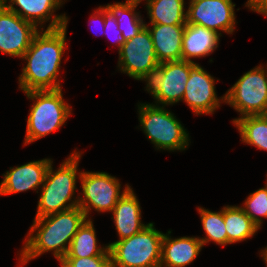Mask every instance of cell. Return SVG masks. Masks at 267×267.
<instances>
[{
	"label": "cell",
	"mask_w": 267,
	"mask_h": 267,
	"mask_svg": "<svg viewBox=\"0 0 267 267\" xmlns=\"http://www.w3.org/2000/svg\"><path fill=\"white\" fill-rule=\"evenodd\" d=\"M67 25L58 29L37 32L30 47L22 56L27 61L19 77V88L25 93L29 91L59 90L57 80L61 58L66 49ZM41 33V34H40Z\"/></svg>",
	"instance_id": "6da1fadb"
},
{
	"label": "cell",
	"mask_w": 267,
	"mask_h": 267,
	"mask_svg": "<svg viewBox=\"0 0 267 267\" xmlns=\"http://www.w3.org/2000/svg\"><path fill=\"white\" fill-rule=\"evenodd\" d=\"M85 220L86 216L79 206L35 218L20 254L21 263L26 264L29 260L52 250L57 259L64 258L74 235ZM36 230L37 233L32 235Z\"/></svg>",
	"instance_id": "7a4b0ae2"
},
{
	"label": "cell",
	"mask_w": 267,
	"mask_h": 267,
	"mask_svg": "<svg viewBox=\"0 0 267 267\" xmlns=\"http://www.w3.org/2000/svg\"><path fill=\"white\" fill-rule=\"evenodd\" d=\"M81 154L72 153L64 161L58 170L53 171L50 163L42 186V194L38 201V209L35 218L63 212L78 206L79 200L72 201L71 197L76 190V178L78 162ZM68 201H72L67 204Z\"/></svg>",
	"instance_id": "3957f363"
},
{
	"label": "cell",
	"mask_w": 267,
	"mask_h": 267,
	"mask_svg": "<svg viewBox=\"0 0 267 267\" xmlns=\"http://www.w3.org/2000/svg\"><path fill=\"white\" fill-rule=\"evenodd\" d=\"M163 236L149 223L135 235L108 244L113 267H160Z\"/></svg>",
	"instance_id": "277c9868"
},
{
	"label": "cell",
	"mask_w": 267,
	"mask_h": 267,
	"mask_svg": "<svg viewBox=\"0 0 267 267\" xmlns=\"http://www.w3.org/2000/svg\"><path fill=\"white\" fill-rule=\"evenodd\" d=\"M62 89L29 91L25 94L35 100L27 119L25 145L58 130L71 114L64 102Z\"/></svg>",
	"instance_id": "5b68a950"
},
{
	"label": "cell",
	"mask_w": 267,
	"mask_h": 267,
	"mask_svg": "<svg viewBox=\"0 0 267 267\" xmlns=\"http://www.w3.org/2000/svg\"><path fill=\"white\" fill-rule=\"evenodd\" d=\"M139 120L148 139L159 149L185 150L188 134L175 116L162 106L140 104Z\"/></svg>",
	"instance_id": "8992f818"
},
{
	"label": "cell",
	"mask_w": 267,
	"mask_h": 267,
	"mask_svg": "<svg viewBox=\"0 0 267 267\" xmlns=\"http://www.w3.org/2000/svg\"><path fill=\"white\" fill-rule=\"evenodd\" d=\"M195 65V62L184 60L160 63L138 80L147 81L146 90L157 103L174 104L182 100L190 71Z\"/></svg>",
	"instance_id": "52a82bcc"
},
{
	"label": "cell",
	"mask_w": 267,
	"mask_h": 267,
	"mask_svg": "<svg viewBox=\"0 0 267 267\" xmlns=\"http://www.w3.org/2000/svg\"><path fill=\"white\" fill-rule=\"evenodd\" d=\"M244 116L267 114V72L258 66L245 73L222 97Z\"/></svg>",
	"instance_id": "ba28073f"
},
{
	"label": "cell",
	"mask_w": 267,
	"mask_h": 267,
	"mask_svg": "<svg viewBox=\"0 0 267 267\" xmlns=\"http://www.w3.org/2000/svg\"><path fill=\"white\" fill-rule=\"evenodd\" d=\"M79 178L84 198L78 197V206L83 210L86 218L92 207L99 212H112L117 201L130 188L127 185L120 193L119 180L105 172H79Z\"/></svg>",
	"instance_id": "9c48e42d"
},
{
	"label": "cell",
	"mask_w": 267,
	"mask_h": 267,
	"mask_svg": "<svg viewBox=\"0 0 267 267\" xmlns=\"http://www.w3.org/2000/svg\"><path fill=\"white\" fill-rule=\"evenodd\" d=\"M159 64L151 33L146 26L133 38L125 41L119 50L120 70L136 80Z\"/></svg>",
	"instance_id": "30bf717a"
},
{
	"label": "cell",
	"mask_w": 267,
	"mask_h": 267,
	"mask_svg": "<svg viewBox=\"0 0 267 267\" xmlns=\"http://www.w3.org/2000/svg\"><path fill=\"white\" fill-rule=\"evenodd\" d=\"M235 4L232 0H191L187 24H196L216 32L232 34L235 26Z\"/></svg>",
	"instance_id": "8fae6325"
},
{
	"label": "cell",
	"mask_w": 267,
	"mask_h": 267,
	"mask_svg": "<svg viewBox=\"0 0 267 267\" xmlns=\"http://www.w3.org/2000/svg\"><path fill=\"white\" fill-rule=\"evenodd\" d=\"M37 32L33 23L22 19L0 3V52L22 58Z\"/></svg>",
	"instance_id": "7c38bea8"
},
{
	"label": "cell",
	"mask_w": 267,
	"mask_h": 267,
	"mask_svg": "<svg viewBox=\"0 0 267 267\" xmlns=\"http://www.w3.org/2000/svg\"><path fill=\"white\" fill-rule=\"evenodd\" d=\"M214 84V78L198 63L191 69L182 99L195 114H212L220 106Z\"/></svg>",
	"instance_id": "4fadbf2b"
},
{
	"label": "cell",
	"mask_w": 267,
	"mask_h": 267,
	"mask_svg": "<svg viewBox=\"0 0 267 267\" xmlns=\"http://www.w3.org/2000/svg\"><path fill=\"white\" fill-rule=\"evenodd\" d=\"M51 162L50 159H43L15 168L10 167V171L4 174V179L0 183V195H9L30 189L36 190L39 185H43Z\"/></svg>",
	"instance_id": "5bb4252c"
},
{
	"label": "cell",
	"mask_w": 267,
	"mask_h": 267,
	"mask_svg": "<svg viewBox=\"0 0 267 267\" xmlns=\"http://www.w3.org/2000/svg\"><path fill=\"white\" fill-rule=\"evenodd\" d=\"M11 4H7V0H0V3L9 11L19 15L22 19L33 23L36 27L48 21L52 17V21L47 29H58L67 25L68 18L66 15L52 16L58 7H60L62 0H9ZM18 5L20 8L16 9L13 5Z\"/></svg>",
	"instance_id": "9a60e30c"
},
{
	"label": "cell",
	"mask_w": 267,
	"mask_h": 267,
	"mask_svg": "<svg viewBox=\"0 0 267 267\" xmlns=\"http://www.w3.org/2000/svg\"><path fill=\"white\" fill-rule=\"evenodd\" d=\"M146 25L151 33L159 63L182 60V40L186 25Z\"/></svg>",
	"instance_id": "2e32d148"
},
{
	"label": "cell",
	"mask_w": 267,
	"mask_h": 267,
	"mask_svg": "<svg viewBox=\"0 0 267 267\" xmlns=\"http://www.w3.org/2000/svg\"><path fill=\"white\" fill-rule=\"evenodd\" d=\"M164 234L162 239L160 267H185L197 257L202 249V242L197 237L170 238Z\"/></svg>",
	"instance_id": "e0dca14e"
},
{
	"label": "cell",
	"mask_w": 267,
	"mask_h": 267,
	"mask_svg": "<svg viewBox=\"0 0 267 267\" xmlns=\"http://www.w3.org/2000/svg\"><path fill=\"white\" fill-rule=\"evenodd\" d=\"M140 209L139 201L130 187L112 210L118 241L135 235L147 226L141 223Z\"/></svg>",
	"instance_id": "ac0fdd59"
},
{
	"label": "cell",
	"mask_w": 267,
	"mask_h": 267,
	"mask_svg": "<svg viewBox=\"0 0 267 267\" xmlns=\"http://www.w3.org/2000/svg\"><path fill=\"white\" fill-rule=\"evenodd\" d=\"M219 34L203 26L186 24L182 40V60L204 57L218 47Z\"/></svg>",
	"instance_id": "d6986e66"
},
{
	"label": "cell",
	"mask_w": 267,
	"mask_h": 267,
	"mask_svg": "<svg viewBox=\"0 0 267 267\" xmlns=\"http://www.w3.org/2000/svg\"><path fill=\"white\" fill-rule=\"evenodd\" d=\"M92 221L88 218L74 235L64 258H82L91 256H110L108 246L100 248Z\"/></svg>",
	"instance_id": "ffe728a7"
},
{
	"label": "cell",
	"mask_w": 267,
	"mask_h": 267,
	"mask_svg": "<svg viewBox=\"0 0 267 267\" xmlns=\"http://www.w3.org/2000/svg\"><path fill=\"white\" fill-rule=\"evenodd\" d=\"M151 24L186 25L184 0H147Z\"/></svg>",
	"instance_id": "44dd1931"
},
{
	"label": "cell",
	"mask_w": 267,
	"mask_h": 267,
	"mask_svg": "<svg viewBox=\"0 0 267 267\" xmlns=\"http://www.w3.org/2000/svg\"><path fill=\"white\" fill-rule=\"evenodd\" d=\"M223 218L228 244L249 239L259 229L241 207L229 205L224 207Z\"/></svg>",
	"instance_id": "7402d4cb"
},
{
	"label": "cell",
	"mask_w": 267,
	"mask_h": 267,
	"mask_svg": "<svg viewBox=\"0 0 267 267\" xmlns=\"http://www.w3.org/2000/svg\"><path fill=\"white\" fill-rule=\"evenodd\" d=\"M138 4L139 2L127 0L125 3H114L105 6L108 12L116 19L124 42L133 38L146 26L139 14L134 12Z\"/></svg>",
	"instance_id": "603a6c76"
},
{
	"label": "cell",
	"mask_w": 267,
	"mask_h": 267,
	"mask_svg": "<svg viewBox=\"0 0 267 267\" xmlns=\"http://www.w3.org/2000/svg\"><path fill=\"white\" fill-rule=\"evenodd\" d=\"M244 143L267 151V114L239 117L233 120Z\"/></svg>",
	"instance_id": "cb8c5ba5"
},
{
	"label": "cell",
	"mask_w": 267,
	"mask_h": 267,
	"mask_svg": "<svg viewBox=\"0 0 267 267\" xmlns=\"http://www.w3.org/2000/svg\"><path fill=\"white\" fill-rule=\"evenodd\" d=\"M201 216L203 229L206 233L205 238H199L202 245L209 241L225 246L228 244L226 225L223 218V209L220 212H212L204 208H198Z\"/></svg>",
	"instance_id": "d4e9b609"
},
{
	"label": "cell",
	"mask_w": 267,
	"mask_h": 267,
	"mask_svg": "<svg viewBox=\"0 0 267 267\" xmlns=\"http://www.w3.org/2000/svg\"><path fill=\"white\" fill-rule=\"evenodd\" d=\"M241 207L246 215L260 228L262 217L267 218V186L250 194Z\"/></svg>",
	"instance_id": "484cf974"
},
{
	"label": "cell",
	"mask_w": 267,
	"mask_h": 267,
	"mask_svg": "<svg viewBox=\"0 0 267 267\" xmlns=\"http://www.w3.org/2000/svg\"><path fill=\"white\" fill-rule=\"evenodd\" d=\"M72 267H113L110 256L65 258Z\"/></svg>",
	"instance_id": "4316f807"
},
{
	"label": "cell",
	"mask_w": 267,
	"mask_h": 267,
	"mask_svg": "<svg viewBox=\"0 0 267 267\" xmlns=\"http://www.w3.org/2000/svg\"><path fill=\"white\" fill-rule=\"evenodd\" d=\"M105 32L108 34L109 31H112L113 34L116 36V43L118 44V51L120 50L122 44L124 43L122 39V32L118 28V24L116 19L108 12V10L104 6V25H103ZM107 29V30H106Z\"/></svg>",
	"instance_id": "83f0119b"
},
{
	"label": "cell",
	"mask_w": 267,
	"mask_h": 267,
	"mask_svg": "<svg viewBox=\"0 0 267 267\" xmlns=\"http://www.w3.org/2000/svg\"><path fill=\"white\" fill-rule=\"evenodd\" d=\"M246 6L257 13L267 16V0H248Z\"/></svg>",
	"instance_id": "f1b7e54d"
},
{
	"label": "cell",
	"mask_w": 267,
	"mask_h": 267,
	"mask_svg": "<svg viewBox=\"0 0 267 267\" xmlns=\"http://www.w3.org/2000/svg\"><path fill=\"white\" fill-rule=\"evenodd\" d=\"M96 15H93L91 16L92 20H96V22H100L101 24L104 25V7H99L97 10H96ZM100 16V17H99ZM94 20V21H95Z\"/></svg>",
	"instance_id": "f546056e"
},
{
	"label": "cell",
	"mask_w": 267,
	"mask_h": 267,
	"mask_svg": "<svg viewBox=\"0 0 267 267\" xmlns=\"http://www.w3.org/2000/svg\"><path fill=\"white\" fill-rule=\"evenodd\" d=\"M61 267H72L70 263L65 258H58Z\"/></svg>",
	"instance_id": "4dcf8cb0"
},
{
	"label": "cell",
	"mask_w": 267,
	"mask_h": 267,
	"mask_svg": "<svg viewBox=\"0 0 267 267\" xmlns=\"http://www.w3.org/2000/svg\"><path fill=\"white\" fill-rule=\"evenodd\" d=\"M262 254V257H263V260L265 261V263H266V265H267V247L264 249V250H262V252H261ZM267 267V266H266Z\"/></svg>",
	"instance_id": "1f68e13d"
},
{
	"label": "cell",
	"mask_w": 267,
	"mask_h": 267,
	"mask_svg": "<svg viewBox=\"0 0 267 267\" xmlns=\"http://www.w3.org/2000/svg\"><path fill=\"white\" fill-rule=\"evenodd\" d=\"M131 1L140 3L142 0H131Z\"/></svg>",
	"instance_id": "d6a6232c"
}]
</instances>
